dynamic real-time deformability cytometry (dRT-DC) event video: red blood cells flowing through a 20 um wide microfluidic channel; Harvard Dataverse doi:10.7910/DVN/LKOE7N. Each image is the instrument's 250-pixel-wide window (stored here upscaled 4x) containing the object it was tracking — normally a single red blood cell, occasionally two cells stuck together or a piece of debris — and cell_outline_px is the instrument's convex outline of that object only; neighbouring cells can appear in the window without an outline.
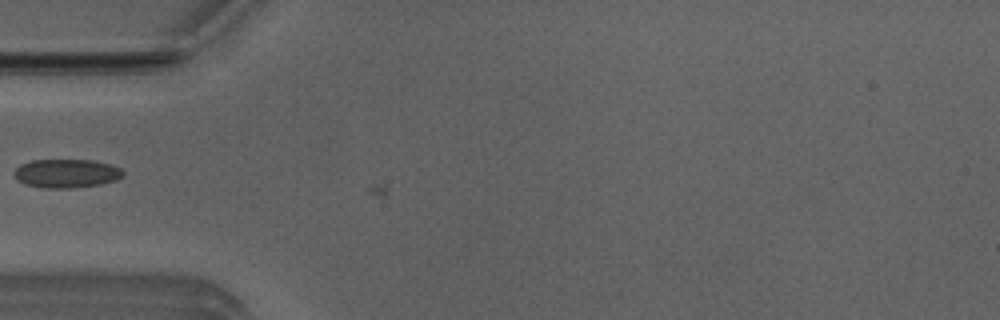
{"species": "Egyptian fruit bat (a non-hibernating species)", "species_latin": "Rousettus aegyptiacus", "temperature_condition": "room temperature", "stored_images_in_passage": 4, "camera_frame_rate_fps": 3000, "um_per_image_px": 0.085, "animal": {"sex": "male"}, "frame": {"image": 1, "passage_image": 4, "time_ms": 1.0, "image_size_px": [1000, 320], "cell_outline_px": [[124, 176], [116, 180], [100, 184], [76, 188], [44, 188], [24, 184], [16, 180], [12, 172], [20, 164], [32, 160], [92, 160], [108, 164], [120, 168], [124, 172]], "centroid_in_image_um": [5.61, 14.75], "position_along_channel_um": 79.4, "area_um2": 18.38}}